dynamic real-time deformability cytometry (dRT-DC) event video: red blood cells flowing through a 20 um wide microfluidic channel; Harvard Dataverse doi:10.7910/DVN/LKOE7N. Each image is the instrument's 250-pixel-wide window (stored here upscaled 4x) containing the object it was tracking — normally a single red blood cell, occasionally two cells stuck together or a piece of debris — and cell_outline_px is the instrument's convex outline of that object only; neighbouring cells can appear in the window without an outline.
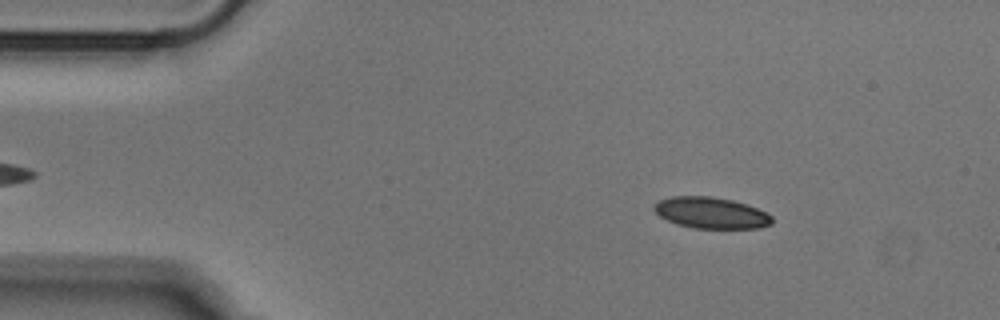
{"species": "Egyptian fruit bat (a non-hibernating species)", "species_latin": "Rousettus aegyptiacus", "temperature_condition": "cold", "stored_images_in_passage": 51, "camera_frame_rate_fps": 3000, "um_per_image_px": 0.085, "animal": {"sex": "male"}, "frame": {"image": 1, "passage_image": 7, "time_ms": 2.0, "image_size_px": [1000, 320], "cell_outline_px": [[772, 224], [760, 228], [692, 228], [676, 224], [660, 216], [652, 208], [652, 204], [660, 200], [672, 196], [712, 196], [732, 200], [748, 204], [768, 212], [772, 216]], "centroid_in_image_um": [60.46, 18.09], "position_along_channel_um": 24.5, "area_um2": 21.73}}
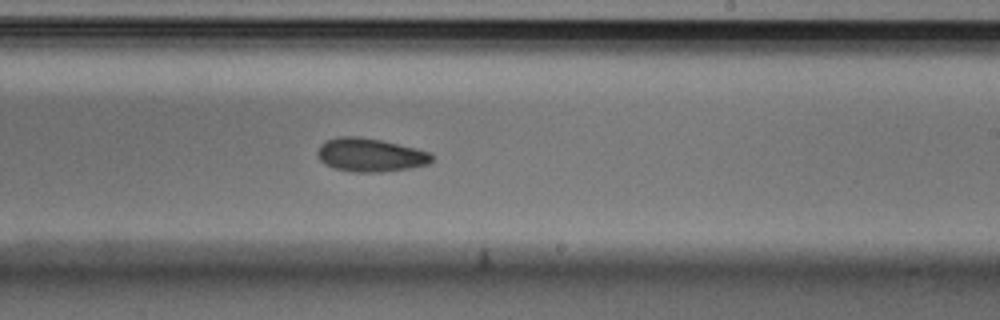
{"frame": {"image": 2, "passage_image": 30, "time_ms": 9.667, "image_size_px": [1000, 320], "cell_outline_px": [[432, 160], [428, 164], [408, 168], [380, 172], [352, 172], [336, 168], [324, 164], [320, 160], [316, 152], [320, 144], [324, 140], [336, 136], [360, 136], [380, 140], [416, 148], [432, 152]], "centroid_in_image_um": [31.43, 13.16], "position_along_channel_um": 257.6, "area_um2": 22.43}}
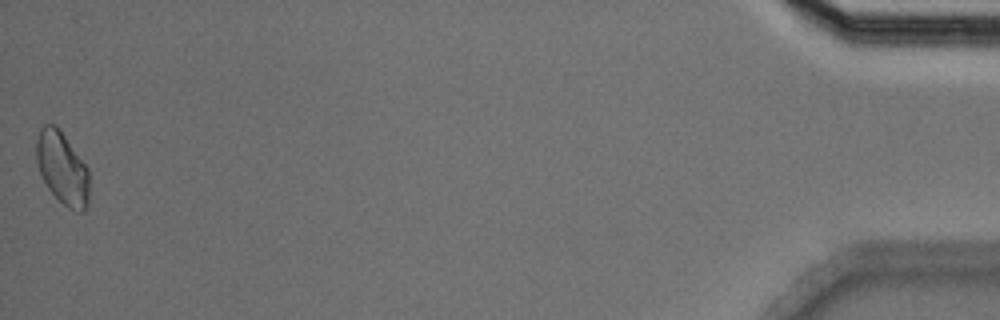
{"frame": {"image": 3, "passage_image": 51, "time_ms": 16.667, "image_size_px": [1000, 320], "cell_outline_px": [[88, 204], [84, 212], [76, 212], [68, 208], [48, 188], [40, 172], [36, 160], [36, 140], [40, 128], [44, 124], [56, 124], [88, 168]], "centroid_in_image_um": [5.29, 14.29], "position_along_channel_um": 429.9, "area_um2": 22.2}}